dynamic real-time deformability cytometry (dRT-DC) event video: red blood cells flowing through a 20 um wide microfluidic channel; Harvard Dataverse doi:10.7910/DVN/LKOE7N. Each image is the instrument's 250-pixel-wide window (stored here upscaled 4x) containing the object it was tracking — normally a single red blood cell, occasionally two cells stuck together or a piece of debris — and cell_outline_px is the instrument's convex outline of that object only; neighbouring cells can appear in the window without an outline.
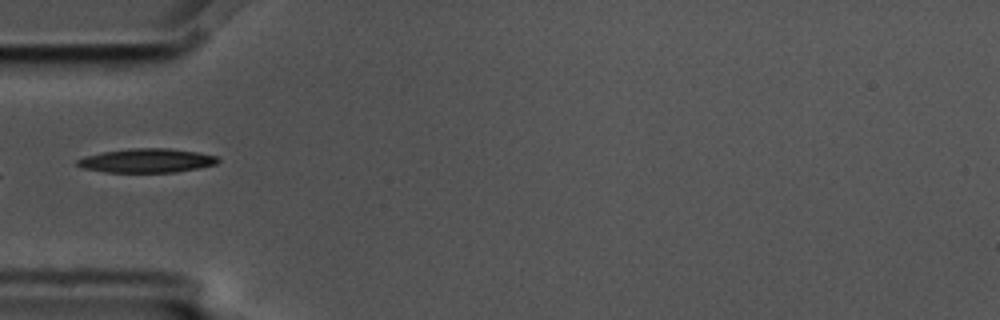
{"species": "common noctule bat (a hibernating species)", "species_latin": "Nyctalus noctula", "temperature_condition": "cold", "stored_images_in_passage": 5, "camera_frame_rate_fps": 3000, "um_per_image_px": 0.085, "animal": {"sex": "male", "body_mass_g": 17.5, "forearm_length_mm": 52.3}, "frame": {"image": 1, "passage_image": 3, "time_ms": 0.667, "image_size_px": [1000, 320], "cell_outline_px": [[220, 160], [216, 164], [176, 172], [104, 172], [80, 168], [76, 164], [76, 160], [84, 156], [104, 152], [132, 148], [168, 148], [196, 152], [216, 156]], "centroid_in_image_um": [12.42, 13.65], "position_along_channel_um": 72.6, "area_um2": 19.59}}